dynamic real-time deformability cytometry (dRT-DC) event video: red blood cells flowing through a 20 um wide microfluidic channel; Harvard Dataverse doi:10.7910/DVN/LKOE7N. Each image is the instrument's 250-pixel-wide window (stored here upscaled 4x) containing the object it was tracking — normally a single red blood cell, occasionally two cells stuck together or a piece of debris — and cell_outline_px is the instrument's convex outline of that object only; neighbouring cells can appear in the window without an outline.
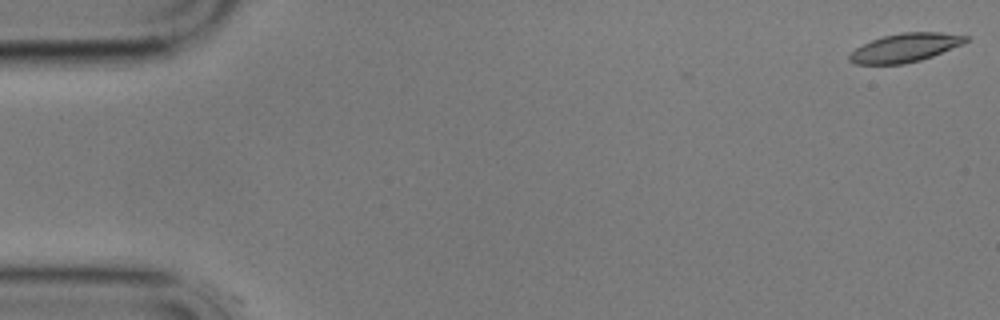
{"species": "common noctule bat (a hibernating species)", "species_latin": "Nyctalus noctula", "temperature_condition": "cold", "stored_images_in_passage": 2, "camera_frame_rate_fps": 3000, "um_per_image_px": 0.085, "animal": {"sex": "male", "body_mass_g": 17.9}, "frame": {"image": 1, "passage_image": 1, "time_ms": 0.0, "image_size_px": [1000, 320], "cell_outline_px": [[968, 40], [964, 44], [932, 56], [920, 60], [904, 64], [856, 64], [848, 60], [848, 56], [856, 48], [872, 40], [884, 36], [900, 32], [940, 32], [968, 36]], "centroid_in_image_um": [76.95, 4.05], "position_along_channel_um": 8.0, "area_um2": 19.31}}